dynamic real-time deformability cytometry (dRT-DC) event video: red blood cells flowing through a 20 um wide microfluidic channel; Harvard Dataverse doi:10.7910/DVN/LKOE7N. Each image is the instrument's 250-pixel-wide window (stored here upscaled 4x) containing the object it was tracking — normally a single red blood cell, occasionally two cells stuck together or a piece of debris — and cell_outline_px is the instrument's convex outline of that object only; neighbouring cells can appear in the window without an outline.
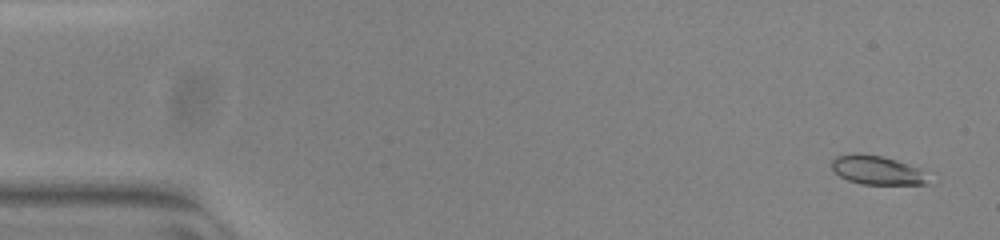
{"species": "common noctule bat (a hibernating species)", "species_latin": "Nyctalus noctula", "temperature_condition": "warm", "stored_images_in_passage": 53, "camera_frame_rate_fps": 3000, "um_per_image_px": 0.085, "animal": {"sex": "female", "body_mass_g": 23.0, "forearm_length_mm": 53.4}, "frame": {"image": 1, "passage_image": 3, "time_ms": 0.667, "image_size_px": [1000, 240], "cell_outline_px": [[928, 184], [864, 184], [848, 180], [840, 176], [832, 168], [832, 160], [836, 156], [852, 152], [856, 152], [884, 156], [920, 168]], "centroid_in_image_um": [74.49, 14.43], "position_along_channel_um": 10.5, "area_um2": 16.13}}
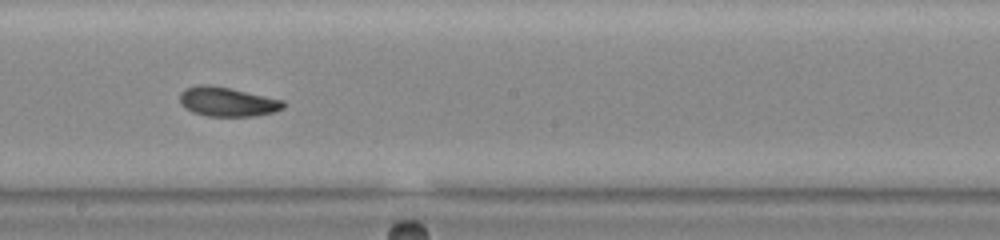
{"frame": {"image": 2, "passage_image": 30, "time_ms": 9.667, "image_size_px": [1000, 240], "cell_outline_px": [[284, 108], [272, 112], [252, 116], [208, 116], [192, 112], [180, 104], [180, 92], [188, 88], [204, 84], [208, 84], [228, 88], [284, 100]], "centroid_in_image_um": [19.31, 8.66], "position_along_channel_um": 228.9, "area_um2": 17.4}}
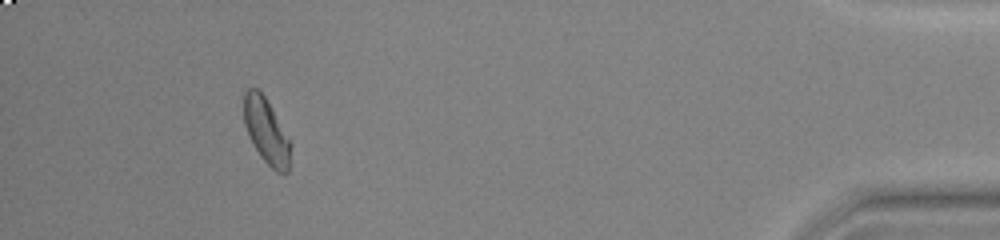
{"frame": {"image": 3, "passage_image": 49, "time_ms": 16.0, "image_size_px": [1000, 240], "cell_outline_px": [[292, 144], [288, 172], [284, 176], [276, 172], [260, 156], [244, 124], [244, 92], [248, 88], [256, 88], [264, 96], [272, 108], [292, 140]], "centroid_in_image_um": [22.69, 11.18], "position_along_channel_um": 412.5, "area_um2": 17.98}, "authors_computed_cell_mechanics": {"area_um2": 17.3978, "velocity_mm_per_s": 3.9174, "shape_relaxation_time_tau1_ms": 5.7547, "shape_relaxation_time_tau2_ms": 4.4057, "deformation_change_tau1": 0.1658, "deformation_change_tau2": 0.1104}}